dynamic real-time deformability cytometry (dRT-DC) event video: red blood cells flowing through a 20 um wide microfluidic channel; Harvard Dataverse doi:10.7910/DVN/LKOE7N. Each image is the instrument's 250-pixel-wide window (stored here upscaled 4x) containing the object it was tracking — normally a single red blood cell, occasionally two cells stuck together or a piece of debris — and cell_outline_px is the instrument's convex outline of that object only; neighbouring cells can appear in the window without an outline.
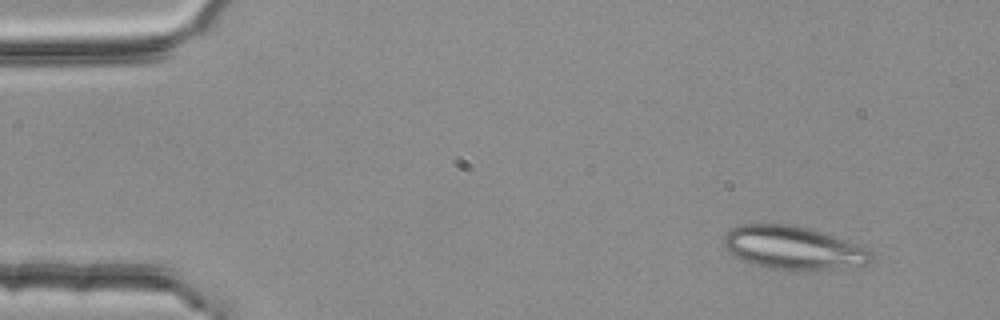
{"species": "common noctule bat (a hibernating species)", "species_latin": "Nyctalus noctula", "temperature_condition": "room temperature", "stored_images_in_passage": 5, "camera_frame_rate_fps": 3000, "um_per_image_px": 0.085, "animal": {"sex": "female", "body_mass_g": 25.1}, "frame": {"image": 1, "passage_image": 2, "time_ms": 0.333, "image_size_px": [1000, 320], "cell_outline_px": [[872, 260], [864, 264], [836, 268], [772, 268], [744, 260], [732, 256], [724, 248], [724, 236], [732, 228], [740, 224], [792, 224], [808, 228], [860, 244], [868, 248], [872, 252]], "centroid_in_image_um": [67.41, 21.02], "position_along_channel_um": 17.6, "area_um2": 36.36}}